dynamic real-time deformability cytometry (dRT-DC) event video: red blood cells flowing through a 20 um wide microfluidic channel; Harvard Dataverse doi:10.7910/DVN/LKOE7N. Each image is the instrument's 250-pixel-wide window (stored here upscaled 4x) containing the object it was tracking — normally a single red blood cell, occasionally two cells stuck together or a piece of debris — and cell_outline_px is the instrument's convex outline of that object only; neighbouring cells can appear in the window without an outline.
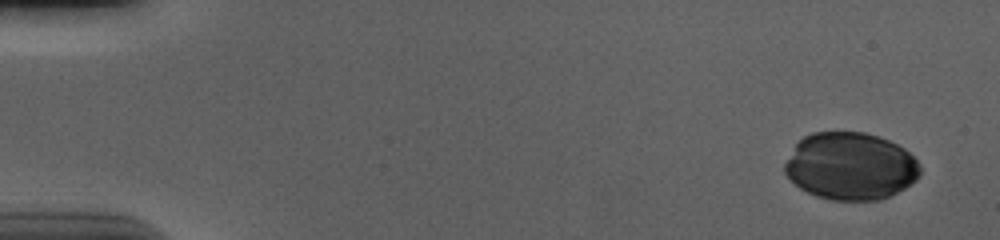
{"species": "human", "species_latin": "Homo sapiens", "temperature_condition": "cold", "stored_images_in_passage": 54, "camera_frame_rate_fps": 3000, "um_per_image_px": 0.085, "donor": {"sex": "male"}, "frame": {"image": 1, "passage_image": 1, "time_ms": 0.0, "image_size_px": [1000, 240], "cell_outline_px": [[920, 172], [916, 180], [904, 188], [888, 196], [876, 200], [832, 200], [816, 196], [800, 188], [784, 172], [784, 164], [796, 144], [804, 136], [812, 132], [864, 132], [888, 140], [904, 148], [920, 164]], "centroid_in_image_um": [72.28, 14.12], "position_along_channel_um": 12.7, "area_um2": 52.83}}
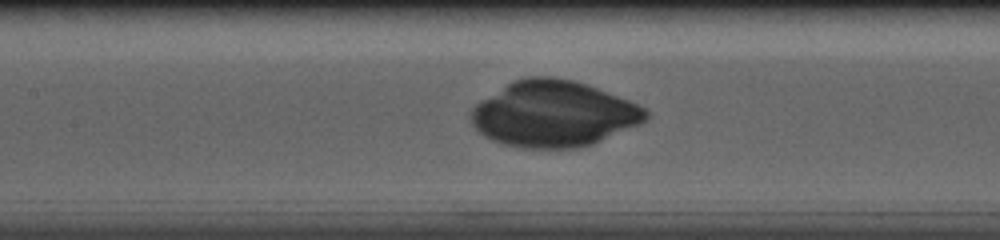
{"frame": {"image": 2, "passage_image": 25, "time_ms": 8.0, "image_size_px": [1000, 240], "cell_outline_px": [[648, 120], [640, 124], [592, 144], [580, 148], [516, 148], [492, 140], [484, 136], [472, 124], [472, 108], [476, 104], [508, 84], [516, 80], [528, 76], [552, 76], [572, 80], [596, 88], [628, 100], [644, 108], [648, 112]], "centroid_in_image_um": [47.07, 9.7], "position_along_channel_um": 160.3, "area_um2": 66.59}}
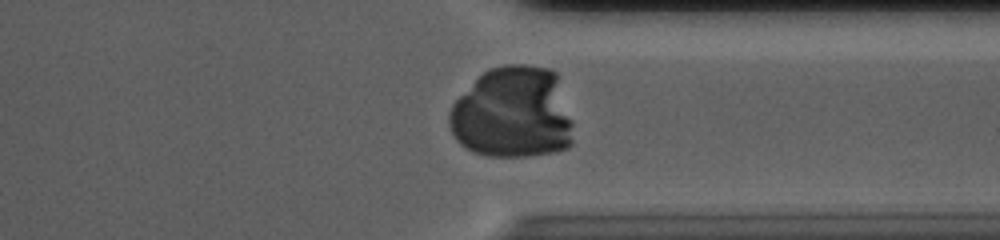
{"frame": {"image": 3, "passage_image": 42, "time_ms": 13.667, "image_size_px": [1000, 240], "cell_outline_px": [[572, 144], [568, 148], [556, 152], [528, 156], [488, 156], [472, 152], [460, 144], [456, 140], [448, 124], [448, 112], [452, 104], [488, 68], [504, 64], [524, 64], [548, 68], [556, 72], [572, 120]], "centroid_in_image_um": [43.59, 9.61], "position_along_channel_um": 367.8, "area_um2": 66.87}}